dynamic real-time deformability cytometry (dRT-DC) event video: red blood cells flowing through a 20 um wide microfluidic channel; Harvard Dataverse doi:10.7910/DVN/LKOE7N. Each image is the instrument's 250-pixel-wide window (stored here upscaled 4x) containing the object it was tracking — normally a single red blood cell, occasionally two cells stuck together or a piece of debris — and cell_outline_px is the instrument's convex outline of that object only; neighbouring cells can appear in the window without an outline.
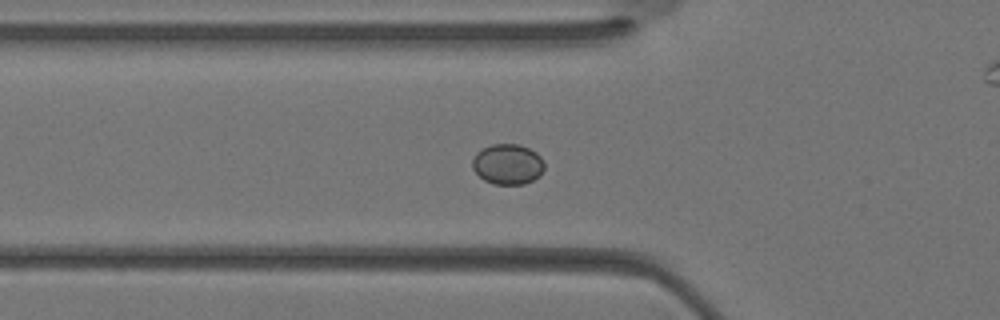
{"species": "Egyptian fruit bat (a non-hibernating species)", "species_latin": "Rousettus aegyptiacus", "temperature_condition": "warm", "stored_images_in_passage": 30, "camera_frame_rate_fps": 3000, "um_per_image_px": 0.085, "animal": {"sex": "female"}, "frame": {"image": 1, "passage_image": 6, "time_ms": 1.667, "image_size_px": [1000, 320], "cell_outline_px": [[544, 168], [540, 176], [524, 184], [492, 184], [484, 180], [472, 168], [472, 160], [476, 152], [492, 144], [516, 144], [528, 148], [536, 152], [544, 160]], "centroid_in_image_um": [43.16, 13.96], "position_along_channel_um": 82.6, "area_um2": 16.99}}
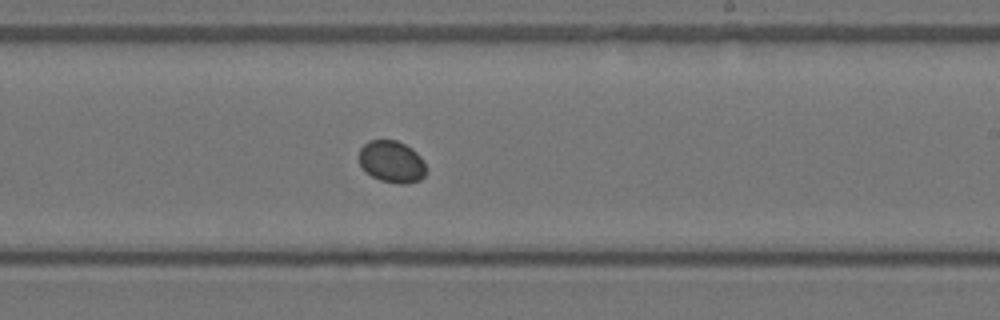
{"frame": {"image": 2, "passage_image": 15, "time_ms": 4.667, "image_size_px": [1000, 320], "cell_outline_px": [[424, 176], [420, 180], [400, 184], [380, 180], [372, 176], [360, 164], [360, 148], [368, 140], [396, 140], [412, 148], [420, 156], [424, 164]], "centroid_in_image_um": [33.29, 13.73], "position_along_channel_um": 255.7, "area_um2": 16.07}}
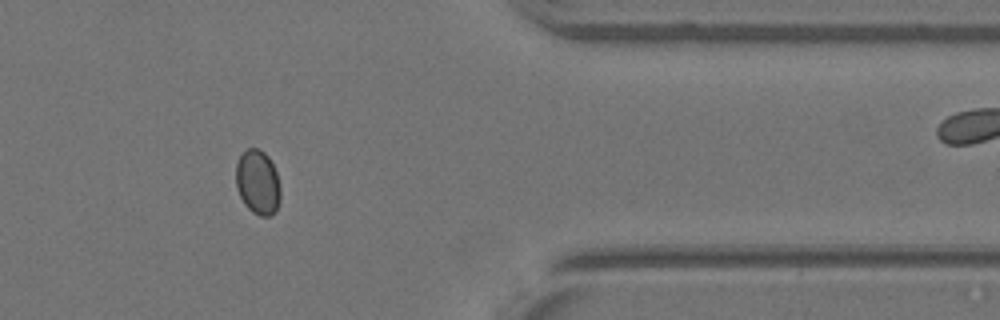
{"frame": {"image": 3, "passage_image": 23, "time_ms": 7.333, "image_size_px": [1000, 320], "cell_outline_px": [[280, 200], [276, 212], [268, 216], [260, 216], [252, 212], [244, 204], [236, 188], [236, 164], [240, 156], [248, 148], [256, 148], [264, 152], [268, 156], [276, 172], [280, 188]], "centroid_in_image_um": [21.91, 15.52], "position_along_channel_um": 389.5, "area_um2": 16.76}}